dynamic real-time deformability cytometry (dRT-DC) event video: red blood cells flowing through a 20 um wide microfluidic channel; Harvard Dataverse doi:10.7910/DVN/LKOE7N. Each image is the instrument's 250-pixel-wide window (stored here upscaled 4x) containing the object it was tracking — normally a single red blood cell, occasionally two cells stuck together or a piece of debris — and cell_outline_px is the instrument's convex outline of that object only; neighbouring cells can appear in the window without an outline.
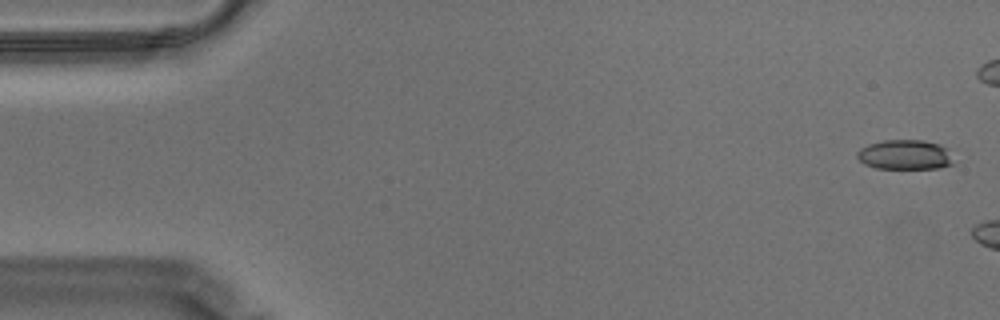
{"species": "Egyptian fruit bat (a non-hibernating species)", "species_latin": "Rousettus aegyptiacus", "temperature_condition": "warm", "stored_images_in_passage": 7, "camera_frame_rate_fps": 3000, "um_per_image_px": 0.085, "animal": {"sex": "male"}, "frame": {"image": 1, "passage_image": 2, "time_ms": 0.333, "image_size_px": [1000, 320], "cell_outline_px": [[952, 164], [936, 168], [876, 168], [864, 164], [856, 156], [856, 152], [860, 148], [868, 144], [884, 140], [924, 140], [940, 144], [948, 148]], "centroid_in_image_um": [76.89, 13.14], "position_along_channel_um": 8.1, "area_um2": 16.65}}